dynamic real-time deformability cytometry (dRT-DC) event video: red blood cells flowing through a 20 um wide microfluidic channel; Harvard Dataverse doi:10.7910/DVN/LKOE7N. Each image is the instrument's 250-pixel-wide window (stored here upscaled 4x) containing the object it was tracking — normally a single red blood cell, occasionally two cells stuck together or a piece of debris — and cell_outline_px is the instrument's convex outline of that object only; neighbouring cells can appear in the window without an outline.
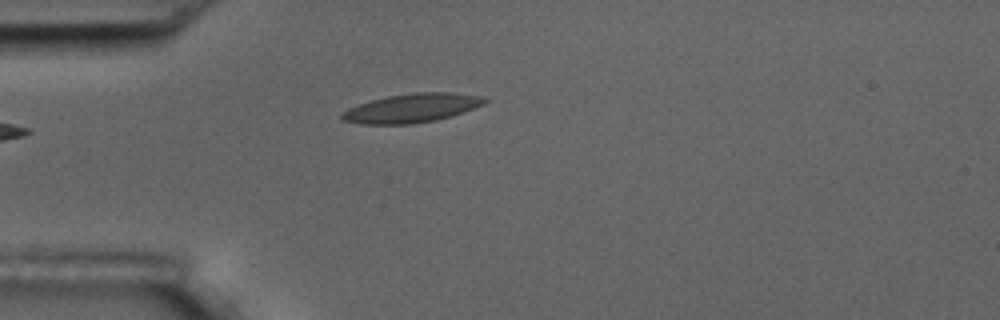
{"species": "common noctule bat (a hibernating species)", "species_latin": "Nyctalus noctula", "temperature_condition": "room temperature", "stored_images_in_passage": 3, "camera_frame_rate_fps": 3000, "um_per_image_px": 0.085, "animal": {"sex": "male", "body_mass_g": 17.5, "forearm_length_mm": 52.3}, "frame": {"image": 1, "passage_image": 1, "time_ms": 0.0, "image_size_px": [1000, 320], "cell_outline_px": [[488, 100], [484, 104], [436, 120], [412, 124], [360, 124], [340, 120], [340, 116], [348, 108], [372, 100], [388, 96], [412, 92], [452, 92], [484, 96]], "centroid_in_image_um": [34.98, 9.18], "position_along_channel_um": 50.0, "area_um2": 23.87}}